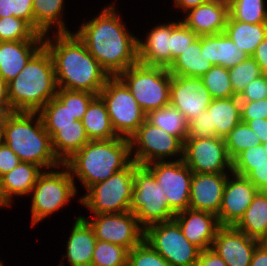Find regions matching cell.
I'll list each match as a JSON object with an SVG mask.
<instances>
[{
  "instance_id": "obj_1",
  "label": "cell",
  "mask_w": 267,
  "mask_h": 266,
  "mask_svg": "<svg viewBox=\"0 0 267 266\" xmlns=\"http://www.w3.org/2000/svg\"><path fill=\"white\" fill-rule=\"evenodd\" d=\"M113 6L81 25L75 34L109 76H118L138 63V40L129 34Z\"/></svg>"
},
{
  "instance_id": "obj_2",
  "label": "cell",
  "mask_w": 267,
  "mask_h": 266,
  "mask_svg": "<svg viewBox=\"0 0 267 266\" xmlns=\"http://www.w3.org/2000/svg\"><path fill=\"white\" fill-rule=\"evenodd\" d=\"M55 37V42L44 38V46L53 59L57 87L98 96L109 74L76 34L56 32Z\"/></svg>"
},
{
  "instance_id": "obj_3",
  "label": "cell",
  "mask_w": 267,
  "mask_h": 266,
  "mask_svg": "<svg viewBox=\"0 0 267 266\" xmlns=\"http://www.w3.org/2000/svg\"><path fill=\"white\" fill-rule=\"evenodd\" d=\"M5 89L6 99L15 112H38L56 96L54 63L45 46L5 85Z\"/></svg>"
},
{
  "instance_id": "obj_4",
  "label": "cell",
  "mask_w": 267,
  "mask_h": 266,
  "mask_svg": "<svg viewBox=\"0 0 267 266\" xmlns=\"http://www.w3.org/2000/svg\"><path fill=\"white\" fill-rule=\"evenodd\" d=\"M130 156L129 139L117 137L89 141L64 164L88 190L92 185L125 169L132 162Z\"/></svg>"
},
{
  "instance_id": "obj_5",
  "label": "cell",
  "mask_w": 267,
  "mask_h": 266,
  "mask_svg": "<svg viewBox=\"0 0 267 266\" xmlns=\"http://www.w3.org/2000/svg\"><path fill=\"white\" fill-rule=\"evenodd\" d=\"M38 112H15L4 125V143L21 162L33 163L41 168H56L62 163L54 154L50 134L45 130ZM33 125V126H32Z\"/></svg>"
},
{
  "instance_id": "obj_6",
  "label": "cell",
  "mask_w": 267,
  "mask_h": 266,
  "mask_svg": "<svg viewBox=\"0 0 267 266\" xmlns=\"http://www.w3.org/2000/svg\"><path fill=\"white\" fill-rule=\"evenodd\" d=\"M118 77L146 115L169 105L172 75L168 69L138 62L121 72Z\"/></svg>"
},
{
  "instance_id": "obj_7",
  "label": "cell",
  "mask_w": 267,
  "mask_h": 266,
  "mask_svg": "<svg viewBox=\"0 0 267 266\" xmlns=\"http://www.w3.org/2000/svg\"><path fill=\"white\" fill-rule=\"evenodd\" d=\"M164 193L154 174L145 165L134 162L130 211L144 230L148 226L174 219L175 214L170 210Z\"/></svg>"
},
{
  "instance_id": "obj_8",
  "label": "cell",
  "mask_w": 267,
  "mask_h": 266,
  "mask_svg": "<svg viewBox=\"0 0 267 266\" xmlns=\"http://www.w3.org/2000/svg\"><path fill=\"white\" fill-rule=\"evenodd\" d=\"M134 182V161L105 181L92 185L80 202L94 215L130 211Z\"/></svg>"
},
{
  "instance_id": "obj_9",
  "label": "cell",
  "mask_w": 267,
  "mask_h": 266,
  "mask_svg": "<svg viewBox=\"0 0 267 266\" xmlns=\"http://www.w3.org/2000/svg\"><path fill=\"white\" fill-rule=\"evenodd\" d=\"M98 96L105 103L118 137L129 139L146 120V114L118 76H110Z\"/></svg>"
},
{
  "instance_id": "obj_10",
  "label": "cell",
  "mask_w": 267,
  "mask_h": 266,
  "mask_svg": "<svg viewBox=\"0 0 267 266\" xmlns=\"http://www.w3.org/2000/svg\"><path fill=\"white\" fill-rule=\"evenodd\" d=\"M62 166L67 169L42 172L31 190L32 226L63 207L76 194L74 175L65 164Z\"/></svg>"
},
{
  "instance_id": "obj_11",
  "label": "cell",
  "mask_w": 267,
  "mask_h": 266,
  "mask_svg": "<svg viewBox=\"0 0 267 266\" xmlns=\"http://www.w3.org/2000/svg\"><path fill=\"white\" fill-rule=\"evenodd\" d=\"M144 240L171 266H195L201 251L187 240L174 219L148 226Z\"/></svg>"
},
{
  "instance_id": "obj_12",
  "label": "cell",
  "mask_w": 267,
  "mask_h": 266,
  "mask_svg": "<svg viewBox=\"0 0 267 266\" xmlns=\"http://www.w3.org/2000/svg\"><path fill=\"white\" fill-rule=\"evenodd\" d=\"M129 141L131 155L137 144L138 148H135L136 152L132 161L138 165L164 161V158L176 155H181V158H183L184 142L179 137L153 126L147 120L139 126L137 131L129 138Z\"/></svg>"
},
{
  "instance_id": "obj_13",
  "label": "cell",
  "mask_w": 267,
  "mask_h": 266,
  "mask_svg": "<svg viewBox=\"0 0 267 266\" xmlns=\"http://www.w3.org/2000/svg\"><path fill=\"white\" fill-rule=\"evenodd\" d=\"M155 176L165 192L170 210L177 214L189 208V197L193 172L183 158L176 161H157L145 165Z\"/></svg>"
},
{
  "instance_id": "obj_14",
  "label": "cell",
  "mask_w": 267,
  "mask_h": 266,
  "mask_svg": "<svg viewBox=\"0 0 267 266\" xmlns=\"http://www.w3.org/2000/svg\"><path fill=\"white\" fill-rule=\"evenodd\" d=\"M183 161L193 173H225L232 171L225 140L221 137L186 138Z\"/></svg>"
},
{
  "instance_id": "obj_15",
  "label": "cell",
  "mask_w": 267,
  "mask_h": 266,
  "mask_svg": "<svg viewBox=\"0 0 267 266\" xmlns=\"http://www.w3.org/2000/svg\"><path fill=\"white\" fill-rule=\"evenodd\" d=\"M94 219H85L92 227L97 240L122 246L128 251L144 239V229L134 213L97 214Z\"/></svg>"
},
{
  "instance_id": "obj_16",
  "label": "cell",
  "mask_w": 267,
  "mask_h": 266,
  "mask_svg": "<svg viewBox=\"0 0 267 266\" xmlns=\"http://www.w3.org/2000/svg\"><path fill=\"white\" fill-rule=\"evenodd\" d=\"M212 100L201 78L172 75L169 105L184 115L188 123L206 110Z\"/></svg>"
},
{
  "instance_id": "obj_17",
  "label": "cell",
  "mask_w": 267,
  "mask_h": 266,
  "mask_svg": "<svg viewBox=\"0 0 267 266\" xmlns=\"http://www.w3.org/2000/svg\"><path fill=\"white\" fill-rule=\"evenodd\" d=\"M259 244L258 240L250 238L234 226H221L211 248L227 266H250L253 253Z\"/></svg>"
},
{
  "instance_id": "obj_18",
  "label": "cell",
  "mask_w": 267,
  "mask_h": 266,
  "mask_svg": "<svg viewBox=\"0 0 267 266\" xmlns=\"http://www.w3.org/2000/svg\"><path fill=\"white\" fill-rule=\"evenodd\" d=\"M232 176L234 180L227 178L221 208L217 214L221 226H235L258 192L256 186L246 177L234 173Z\"/></svg>"
},
{
  "instance_id": "obj_19",
  "label": "cell",
  "mask_w": 267,
  "mask_h": 266,
  "mask_svg": "<svg viewBox=\"0 0 267 266\" xmlns=\"http://www.w3.org/2000/svg\"><path fill=\"white\" fill-rule=\"evenodd\" d=\"M228 176L226 173H193L189 208L217 215Z\"/></svg>"
},
{
  "instance_id": "obj_20",
  "label": "cell",
  "mask_w": 267,
  "mask_h": 266,
  "mask_svg": "<svg viewBox=\"0 0 267 266\" xmlns=\"http://www.w3.org/2000/svg\"><path fill=\"white\" fill-rule=\"evenodd\" d=\"M174 220L187 240L200 250L212 247L217 230L221 227L214 213L190 208L175 214Z\"/></svg>"
},
{
  "instance_id": "obj_21",
  "label": "cell",
  "mask_w": 267,
  "mask_h": 266,
  "mask_svg": "<svg viewBox=\"0 0 267 266\" xmlns=\"http://www.w3.org/2000/svg\"><path fill=\"white\" fill-rule=\"evenodd\" d=\"M43 46L44 40L0 42V78L3 83L6 85L13 80Z\"/></svg>"
},
{
  "instance_id": "obj_22",
  "label": "cell",
  "mask_w": 267,
  "mask_h": 266,
  "mask_svg": "<svg viewBox=\"0 0 267 266\" xmlns=\"http://www.w3.org/2000/svg\"><path fill=\"white\" fill-rule=\"evenodd\" d=\"M185 17L182 22L198 36L223 33L229 17V7L205 2L189 9Z\"/></svg>"
},
{
  "instance_id": "obj_23",
  "label": "cell",
  "mask_w": 267,
  "mask_h": 266,
  "mask_svg": "<svg viewBox=\"0 0 267 266\" xmlns=\"http://www.w3.org/2000/svg\"><path fill=\"white\" fill-rule=\"evenodd\" d=\"M170 24L153 28L145 40H138V62L146 66L170 67Z\"/></svg>"
},
{
  "instance_id": "obj_24",
  "label": "cell",
  "mask_w": 267,
  "mask_h": 266,
  "mask_svg": "<svg viewBox=\"0 0 267 266\" xmlns=\"http://www.w3.org/2000/svg\"><path fill=\"white\" fill-rule=\"evenodd\" d=\"M200 53H203L206 61L213 66L219 65L227 69L238 65L248 57L225 32L202 35Z\"/></svg>"
},
{
  "instance_id": "obj_25",
  "label": "cell",
  "mask_w": 267,
  "mask_h": 266,
  "mask_svg": "<svg viewBox=\"0 0 267 266\" xmlns=\"http://www.w3.org/2000/svg\"><path fill=\"white\" fill-rule=\"evenodd\" d=\"M96 237L85 217H77L67 243V261L71 266H91Z\"/></svg>"
},
{
  "instance_id": "obj_26",
  "label": "cell",
  "mask_w": 267,
  "mask_h": 266,
  "mask_svg": "<svg viewBox=\"0 0 267 266\" xmlns=\"http://www.w3.org/2000/svg\"><path fill=\"white\" fill-rule=\"evenodd\" d=\"M206 110L209 112L211 137L224 139L241 122V103L238 96L213 99Z\"/></svg>"
},
{
  "instance_id": "obj_27",
  "label": "cell",
  "mask_w": 267,
  "mask_h": 266,
  "mask_svg": "<svg viewBox=\"0 0 267 266\" xmlns=\"http://www.w3.org/2000/svg\"><path fill=\"white\" fill-rule=\"evenodd\" d=\"M44 128L50 134L54 154L62 164L90 141L80 120L78 126Z\"/></svg>"
},
{
  "instance_id": "obj_28",
  "label": "cell",
  "mask_w": 267,
  "mask_h": 266,
  "mask_svg": "<svg viewBox=\"0 0 267 266\" xmlns=\"http://www.w3.org/2000/svg\"><path fill=\"white\" fill-rule=\"evenodd\" d=\"M41 171V167L36 164L20 162L10 172L0 177L3 196L10 206L13 195L31 194Z\"/></svg>"
},
{
  "instance_id": "obj_29",
  "label": "cell",
  "mask_w": 267,
  "mask_h": 266,
  "mask_svg": "<svg viewBox=\"0 0 267 266\" xmlns=\"http://www.w3.org/2000/svg\"><path fill=\"white\" fill-rule=\"evenodd\" d=\"M229 38L248 56H252L257 46L267 36V23H244L234 20L230 15L224 31Z\"/></svg>"
},
{
  "instance_id": "obj_30",
  "label": "cell",
  "mask_w": 267,
  "mask_h": 266,
  "mask_svg": "<svg viewBox=\"0 0 267 266\" xmlns=\"http://www.w3.org/2000/svg\"><path fill=\"white\" fill-rule=\"evenodd\" d=\"M250 238L260 241L267 234V194L258 191L242 218L234 226Z\"/></svg>"
},
{
  "instance_id": "obj_31",
  "label": "cell",
  "mask_w": 267,
  "mask_h": 266,
  "mask_svg": "<svg viewBox=\"0 0 267 266\" xmlns=\"http://www.w3.org/2000/svg\"><path fill=\"white\" fill-rule=\"evenodd\" d=\"M90 141L117 138L103 100L96 96L81 120Z\"/></svg>"
},
{
  "instance_id": "obj_32",
  "label": "cell",
  "mask_w": 267,
  "mask_h": 266,
  "mask_svg": "<svg viewBox=\"0 0 267 266\" xmlns=\"http://www.w3.org/2000/svg\"><path fill=\"white\" fill-rule=\"evenodd\" d=\"M201 51V36L173 60L168 68L173 76L201 78L213 65L207 62Z\"/></svg>"
},
{
  "instance_id": "obj_33",
  "label": "cell",
  "mask_w": 267,
  "mask_h": 266,
  "mask_svg": "<svg viewBox=\"0 0 267 266\" xmlns=\"http://www.w3.org/2000/svg\"><path fill=\"white\" fill-rule=\"evenodd\" d=\"M64 0H33L34 29L46 36L52 25L58 28V33H69L61 19Z\"/></svg>"
},
{
  "instance_id": "obj_34",
  "label": "cell",
  "mask_w": 267,
  "mask_h": 266,
  "mask_svg": "<svg viewBox=\"0 0 267 266\" xmlns=\"http://www.w3.org/2000/svg\"><path fill=\"white\" fill-rule=\"evenodd\" d=\"M146 120L168 134L179 137L183 142L186 140L188 122L184 115L171 105L149 112Z\"/></svg>"
},
{
  "instance_id": "obj_35",
  "label": "cell",
  "mask_w": 267,
  "mask_h": 266,
  "mask_svg": "<svg viewBox=\"0 0 267 266\" xmlns=\"http://www.w3.org/2000/svg\"><path fill=\"white\" fill-rule=\"evenodd\" d=\"M44 35L39 34L27 21L14 17L0 18V42L43 40Z\"/></svg>"
},
{
  "instance_id": "obj_36",
  "label": "cell",
  "mask_w": 267,
  "mask_h": 266,
  "mask_svg": "<svg viewBox=\"0 0 267 266\" xmlns=\"http://www.w3.org/2000/svg\"><path fill=\"white\" fill-rule=\"evenodd\" d=\"M224 140L232 161L244 150L261 144L255 132L242 121L228 133Z\"/></svg>"
},
{
  "instance_id": "obj_37",
  "label": "cell",
  "mask_w": 267,
  "mask_h": 266,
  "mask_svg": "<svg viewBox=\"0 0 267 266\" xmlns=\"http://www.w3.org/2000/svg\"><path fill=\"white\" fill-rule=\"evenodd\" d=\"M264 0H233L229 7V15L244 23H267V11Z\"/></svg>"
},
{
  "instance_id": "obj_38",
  "label": "cell",
  "mask_w": 267,
  "mask_h": 266,
  "mask_svg": "<svg viewBox=\"0 0 267 266\" xmlns=\"http://www.w3.org/2000/svg\"><path fill=\"white\" fill-rule=\"evenodd\" d=\"M201 79L213 99H224L236 96L230 82L227 68L214 65Z\"/></svg>"
},
{
  "instance_id": "obj_39",
  "label": "cell",
  "mask_w": 267,
  "mask_h": 266,
  "mask_svg": "<svg viewBox=\"0 0 267 266\" xmlns=\"http://www.w3.org/2000/svg\"><path fill=\"white\" fill-rule=\"evenodd\" d=\"M44 127L78 126V120L55 96L38 111Z\"/></svg>"
},
{
  "instance_id": "obj_40",
  "label": "cell",
  "mask_w": 267,
  "mask_h": 266,
  "mask_svg": "<svg viewBox=\"0 0 267 266\" xmlns=\"http://www.w3.org/2000/svg\"><path fill=\"white\" fill-rule=\"evenodd\" d=\"M128 250L122 246L97 240L91 266H126Z\"/></svg>"
},
{
  "instance_id": "obj_41",
  "label": "cell",
  "mask_w": 267,
  "mask_h": 266,
  "mask_svg": "<svg viewBox=\"0 0 267 266\" xmlns=\"http://www.w3.org/2000/svg\"><path fill=\"white\" fill-rule=\"evenodd\" d=\"M228 72L236 96H239L252 81L263 75L259 65L252 56H248L238 65L229 68Z\"/></svg>"
},
{
  "instance_id": "obj_42",
  "label": "cell",
  "mask_w": 267,
  "mask_h": 266,
  "mask_svg": "<svg viewBox=\"0 0 267 266\" xmlns=\"http://www.w3.org/2000/svg\"><path fill=\"white\" fill-rule=\"evenodd\" d=\"M88 91L58 88L56 97L69 109L77 120H82L89 104L96 97Z\"/></svg>"
},
{
  "instance_id": "obj_43",
  "label": "cell",
  "mask_w": 267,
  "mask_h": 266,
  "mask_svg": "<svg viewBox=\"0 0 267 266\" xmlns=\"http://www.w3.org/2000/svg\"><path fill=\"white\" fill-rule=\"evenodd\" d=\"M128 266H171L144 239L128 251Z\"/></svg>"
},
{
  "instance_id": "obj_44",
  "label": "cell",
  "mask_w": 267,
  "mask_h": 266,
  "mask_svg": "<svg viewBox=\"0 0 267 266\" xmlns=\"http://www.w3.org/2000/svg\"><path fill=\"white\" fill-rule=\"evenodd\" d=\"M198 37L182 21L177 23L171 22L170 66L173 60L183 53Z\"/></svg>"
},
{
  "instance_id": "obj_45",
  "label": "cell",
  "mask_w": 267,
  "mask_h": 266,
  "mask_svg": "<svg viewBox=\"0 0 267 266\" xmlns=\"http://www.w3.org/2000/svg\"><path fill=\"white\" fill-rule=\"evenodd\" d=\"M267 159L263 144L251 147L241 152L232 161V173L245 177L254 166L261 164Z\"/></svg>"
},
{
  "instance_id": "obj_46",
  "label": "cell",
  "mask_w": 267,
  "mask_h": 266,
  "mask_svg": "<svg viewBox=\"0 0 267 266\" xmlns=\"http://www.w3.org/2000/svg\"><path fill=\"white\" fill-rule=\"evenodd\" d=\"M240 102L258 101L267 99V79L265 74L256 78L245 87L243 92L238 96Z\"/></svg>"
},
{
  "instance_id": "obj_47",
  "label": "cell",
  "mask_w": 267,
  "mask_h": 266,
  "mask_svg": "<svg viewBox=\"0 0 267 266\" xmlns=\"http://www.w3.org/2000/svg\"><path fill=\"white\" fill-rule=\"evenodd\" d=\"M240 103L242 122L247 123L249 120L267 119V99Z\"/></svg>"
},
{
  "instance_id": "obj_48",
  "label": "cell",
  "mask_w": 267,
  "mask_h": 266,
  "mask_svg": "<svg viewBox=\"0 0 267 266\" xmlns=\"http://www.w3.org/2000/svg\"><path fill=\"white\" fill-rule=\"evenodd\" d=\"M211 137L209 112L202 111L199 116L188 123V133L186 138Z\"/></svg>"
},
{
  "instance_id": "obj_49",
  "label": "cell",
  "mask_w": 267,
  "mask_h": 266,
  "mask_svg": "<svg viewBox=\"0 0 267 266\" xmlns=\"http://www.w3.org/2000/svg\"><path fill=\"white\" fill-rule=\"evenodd\" d=\"M20 162L19 157L5 143L0 145V177L10 172Z\"/></svg>"
},
{
  "instance_id": "obj_50",
  "label": "cell",
  "mask_w": 267,
  "mask_h": 266,
  "mask_svg": "<svg viewBox=\"0 0 267 266\" xmlns=\"http://www.w3.org/2000/svg\"><path fill=\"white\" fill-rule=\"evenodd\" d=\"M13 16L27 21L34 28L33 0H13Z\"/></svg>"
},
{
  "instance_id": "obj_51",
  "label": "cell",
  "mask_w": 267,
  "mask_h": 266,
  "mask_svg": "<svg viewBox=\"0 0 267 266\" xmlns=\"http://www.w3.org/2000/svg\"><path fill=\"white\" fill-rule=\"evenodd\" d=\"M245 177L256 186L258 191H265L267 189V159L254 166V169Z\"/></svg>"
},
{
  "instance_id": "obj_52",
  "label": "cell",
  "mask_w": 267,
  "mask_h": 266,
  "mask_svg": "<svg viewBox=\"0 0 267 266\" xmlns=\"http://www.w3.org/2000/svg\"><path fill=\"white\" fill-rule=\"evenodd\" d=\"M195 266H227V264L212 248H210L200 251Z\"/></svg>"
},
{
  "instance_id": "obj_53",
  "label": "cell",
  "mask_w": 267,
  "mask_h": 266,
  "mask_svg": "<svg viewBox=\"0 0 267 266\" xmlns=\"http://www.w3.org/2000/svg\"><path fill=\"white\" fill-rule=\"evenodd\" d=\"M254 60L259 65L263 74L267 73V36L257 46L255 53L252 55Z\"/></svg>"
},
{
  "instance_id": "obj_54",
  "label": "cell",
  "mask_w": 267,
  "mask_h": 266,
  "mask_svg": "<svg viewBox=\"0 0 267 266\" xmlns=\"http://www.w3.org/2000/svg\"><path fill=\"white\" fill-rule=\"evenodd\" d=\"M247 124L258 136L261 144L267 141V119L249 120Z\"/></svg>"
},
{
  "instance_id": "obj_55",
  "label": "cell",
  "mask_w": 267,
  "mask_h": 266,
  "mask_svg": "<svg viewBox=\"0 0 267 266\" xmlns=\"http://www.w3.org/2000/svg\"><path fill=\"white\" fill-rule=\"evenodd\" d=\"M250 266H267V250L262 245L256 247Z\"/></svg>"
},
{
  "instance_id": "obj_56",
  "label": "cell",
  "mask_w": 267,
  "mask_h": 266,
  "mask_svg": "<svg viewBox=\"0 0 267 266\" xmlns=\"http://www.w3.org/2000/svg\"><path fill=\"white\" fill-rule=\"evenodd\" d=\"M15 113L7 99L0 102V124H5Z\"/></svg>"
},
{
  "instance_id": "obj_57",
  "label": "cell",
  "mask_w": 267,
  "mask_h": 266,
  "mask_svg": "<svg viewBox=\"0 0 267 266\" xmlns=\"http://www.w3.org/2000/svg\"><path fill=\"white\" fill-rule=\"evenodd\" d=\"M207 2L206 0H175V5L184 11H188L191 8L197 7L203 3Z\"/></svg>"
},
{
  "instance_id": "obj_58",
  "label": "cell",
  "mask_w": 267,
  "mask_h": 266,
  "mask_svg": "<svg viewBox=\"0 0 267 266\" xmlns=\"http://www.w3.org/2000/svg\"><path fill=\"white\" fill-rule=\"evenodd\" d=\"M13 16V0H0V18Z\"/></svg>"
},
{
  "instance_id": "obj_59",
  "label": "cell",
  "mask_w": 267,
  "mask_h": 266,
  "mask_svg": "<svg viewBox=\"0 0 267 266\" xmlns=\"http://www.w3.org/2000/svg\"><path fill=\"white\" fill-rule=\"evenodd\" d=\"M6 99V89L5 84L3 83L2 79L0 78V102Z\"/></svg>"
},
{
  "instance_id": "obj_60",
  "label": "cell",
  "mask_w": 267,
  "mask_h": 266,
  "mask_svg": "<svg viewBox=\"0 0 267 266\" xmlns=\"http://www.w3.org/2000/svg\"><path fill=\"white\" fill-rule=\"evenodd\" d=\"M207 2H215V3H220L223 5H226L227 7H230L231 3L233 0H206Z\"/></svg>"
},
{
  "instance_id": "obj_61",
  "label": "cell",
  "mask_w": 267,
  "mask_h": 266,
  "mask_svg": "<svg viewBox=\"0 0 267 266\" xmlns=\"http://www.w3.org/2000/svg\"><path fill=\"white\" fill-rule=\"evenodd\" d=\"M10 204L5 200L4 196H3V193H2V190H1V180H0V207L1 206H9Z\"/></svg>"
},
{
  "instance_id": "obj_62",
  "label": "cell",
  "mask_w": 267,
  "mask_h": 266,
  "mask_svg": "<svg viewBox=\"0 0 267 266\" xmlns=\"http://www.w3.org/2000/svg\"><path fill=\"white\" fill-rule=\"evenodd\" d=\"M4 125L0 124V145L4 143Z\"/></svg>"
},
{
  "instance_id": "obj_63",
  "label": "cell",
  "mask_w": 267,
  "mask_h": 266,
  "mask_svg": "<svg viewBox=\"0 0 267 266\" xmlns=\"http://www.w3.org/2000/svg\"><path fill=\"white\" fill-rule=\"evenodd\" d=\"M259 242L267 250V234Z\"/></svg>"
},
{
  "instance_id": "obj_64",
  "label": "cell",
  "mask_w": 267,
  "mask_h": 266,
  "mask_svg": "<svg viewBox=\"0 0 267 266\" xmlns=\"http://www.w3.org/2000/svg\"><path fill=\"white\" fill-rule=\"evenodd\" d=\"M263 147L265 149V153L267 154V141L265 143H263Z\"/></svg>"
}]
</instances>
